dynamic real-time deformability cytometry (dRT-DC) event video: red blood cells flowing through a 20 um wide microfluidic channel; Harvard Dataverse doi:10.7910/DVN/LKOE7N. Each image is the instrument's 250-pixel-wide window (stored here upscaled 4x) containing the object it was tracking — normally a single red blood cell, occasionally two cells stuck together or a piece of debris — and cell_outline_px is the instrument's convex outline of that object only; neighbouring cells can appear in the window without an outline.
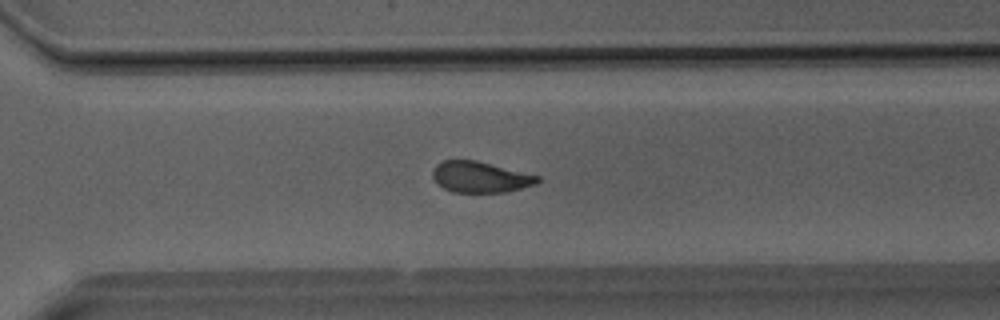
{"species": "Egyptian fruit bat (a non-hibernating species)", "species_latin": "Rousettus aegyptiacus", "temperature_condition": "room temperature", "stored_images_in_passage": 38, "camera_frame_rate_fps": 3000, "um_per_image_px": 0.085, "animal": {"sex": "male"}, "frame": {"image": 1, "passage_image": 27, "time_ms": 8.667, "image_size_px": [1000, 320], "cell_outline_px": [[540, 180], [536, 184], [504, 192], [452, 192], [444, 188], [432, 176], [432, 168], [436, 164], [444, 160], [476, 160], [540, 176]], "centroid_in_image_um": [40.81, 15.04], "position_along_channel_um": 329.8, "area_um2": 18.79}}
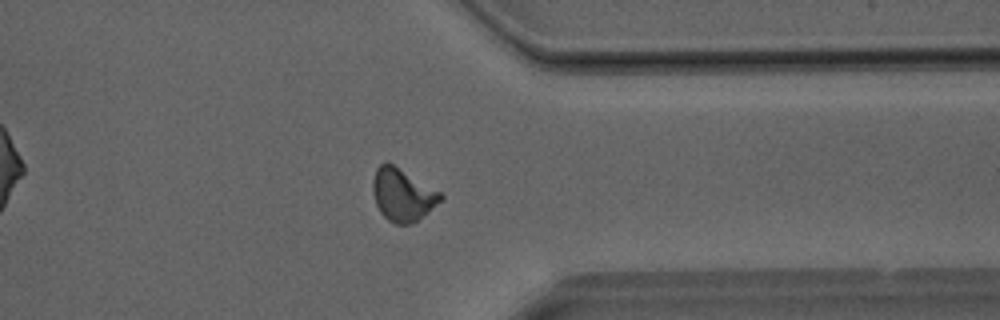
{"frame": {"image": 2, "passage_image": 30, "time_ms": 9.667, "image_size_px": [1000, 320], "cell_outline_px": [[444, 196], [428, 212], [412, 224], [396, 224], [388, 220], [380, 212], [376, 204], [372, 188], [372, 184], [376, 168], [384, 160], [388, 160], [440, 192]], "centroid_in_image_um": [34.18, 16.52], "position_along_channel_um": 377.2, "area_um2": 20.75}}
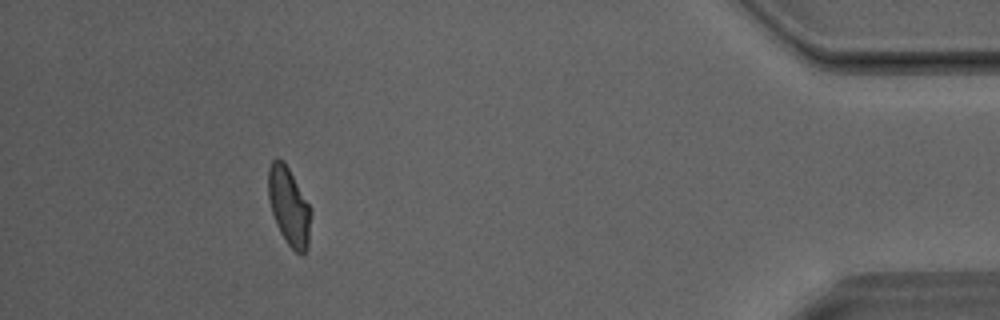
{"frame": {"image": 3, "passage_image": 35, "time_ms": 11.333, "image_size_px": [1000, 320], "cell_outline_px": [[312, 212], [308, 248], [300, 256], [284, 240], [276, 224], [268, 200], [268, 168], [272, 160], [276, 156], [284, 160], [312, 208]], "centroid_in_image_um": [24.57, 17.52], "position_along_channel_um": 410.6, "area_um2": 19.88}}